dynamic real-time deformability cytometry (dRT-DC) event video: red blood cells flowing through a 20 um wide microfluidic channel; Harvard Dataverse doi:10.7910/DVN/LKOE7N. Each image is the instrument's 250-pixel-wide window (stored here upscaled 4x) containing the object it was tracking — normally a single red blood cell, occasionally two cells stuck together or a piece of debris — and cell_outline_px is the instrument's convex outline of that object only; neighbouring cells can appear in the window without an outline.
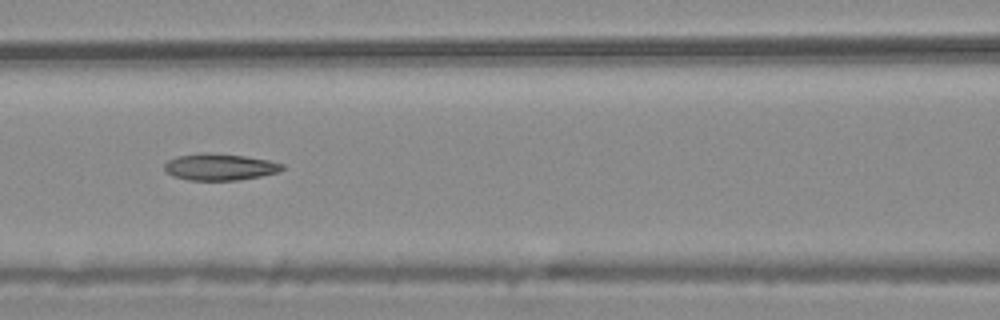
{"species": "common noctule bat (a hibernating species)", "species_latin": "Nyctalus noctula", "temperature_condition": "warm", "stored_images_in_passage": 10, "camera_frame_rate_fps": 3000, "um_per_image_px": 0.085, "animal": {"sex": "male", "body_mass_g": 20.4}, "frame": {"image": 1, "passage_image": 7, "time_ms": 2.0, "image_size_px": [1000, 320], "cell_outline_px": [[284, 168], [280, 172], [260, 176], [236, 180], [188, 180], [172, 176], [164, 168], [164, 164], [168, 160], [176, 156], [200, 152], [208, 152], [244, 156], [268, 160], [284, 164]], "centroid_in_image_um": [18.67, 14.18], "position_along_channel_um": 147.9, "area_um2": 18.38}}